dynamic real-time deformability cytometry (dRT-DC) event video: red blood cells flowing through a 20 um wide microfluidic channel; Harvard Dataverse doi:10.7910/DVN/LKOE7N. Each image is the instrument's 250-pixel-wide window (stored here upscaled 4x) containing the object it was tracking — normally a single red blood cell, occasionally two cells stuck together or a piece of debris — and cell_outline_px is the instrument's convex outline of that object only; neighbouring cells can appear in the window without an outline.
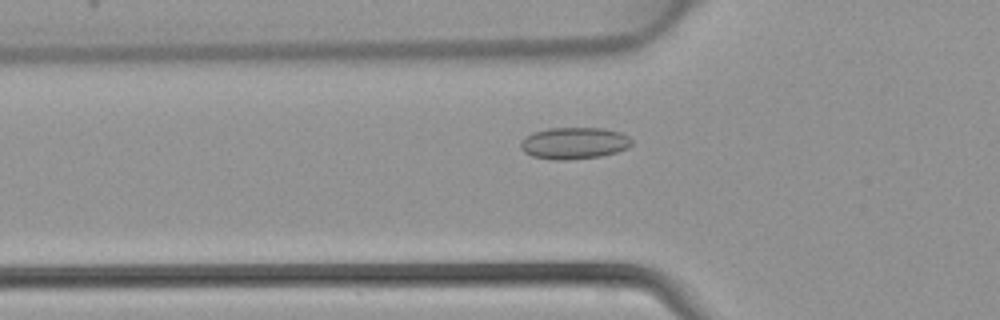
{"species": "common noctule bat (a hibernating species)", "species_latin": "Nyctalus noctula", "temperature_condition": "warm", "stored_images_in_passage": 33, "camera_frame_rate_fps": 3000, "um_per_image_px": 0.085, "animal": {"sex": "female", "body_mass_g": 22.7, "forearm_length_mm": 54.2}, "frame": {"image": 1, "passage_image": 4, "time_ms": 1.0, "image_size_px": [1000, 320], "cell_outline_px": [[632, 144], [628, 148], [616, 152], [600, 156], [568, 160], [552, 160], [532, 156], [524, 152], [520, 148], [520, 144], [528, 136], [536, 132], [548, 128], [604, 128], [620, 132], [628, 136], [632, 140]], "centroid_in_image_um": [48.83, 12.17], "position_along_channel_um": 77.0, "area_um2": 20.46}}
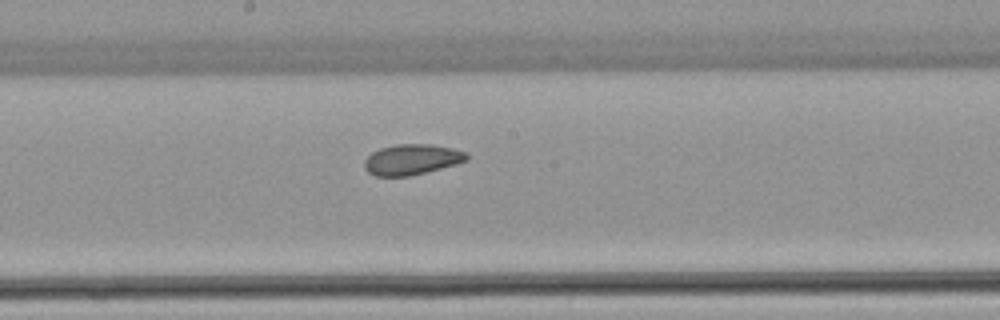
{"frame": {"image": 2, "passage_image": 13, "time_ms": 4.0, "image_size_px": [1000, 320], "cell_outline_px": [[468, 160], [456, 164], [412, 176], [376, 176], [368, 172], [364, 168], [364, 160], [372, 152], [380, 148], [396, 144], [432, 144], [452, 148], [468, 152]], "centroid_in_image_um": [35.01, 13.55], "position_along_channel_um": 213.2, "area_um2": 18.38}}
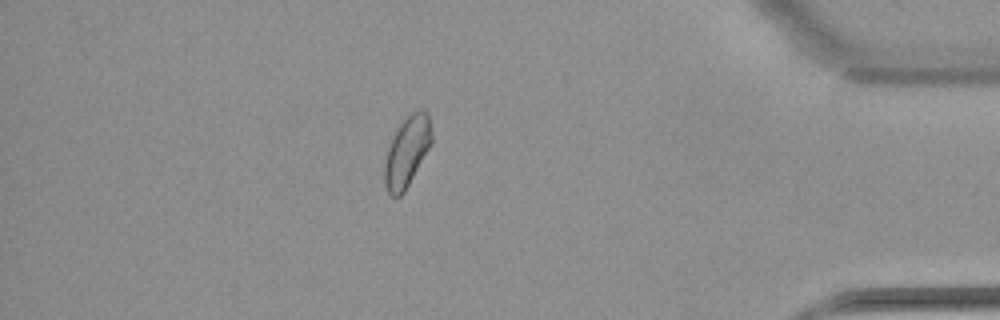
{"frame": {"image": 3, "passage_image": 28, "time_ms": 9.0, "image_size_px": [1000, 320], "cell_outline_px": [[432, 144], [404, 192], [400, 196], [392, 196], [388, 192], [384, 184], [384, 164], [388, 148], [400, 124], [416, 108], [420, 108], [428, 112], [432, 136]], "centroid_in_image_um": [34.61, 12.88], "position_along_channel_um": 400.6, "area_um2": 19.19}}